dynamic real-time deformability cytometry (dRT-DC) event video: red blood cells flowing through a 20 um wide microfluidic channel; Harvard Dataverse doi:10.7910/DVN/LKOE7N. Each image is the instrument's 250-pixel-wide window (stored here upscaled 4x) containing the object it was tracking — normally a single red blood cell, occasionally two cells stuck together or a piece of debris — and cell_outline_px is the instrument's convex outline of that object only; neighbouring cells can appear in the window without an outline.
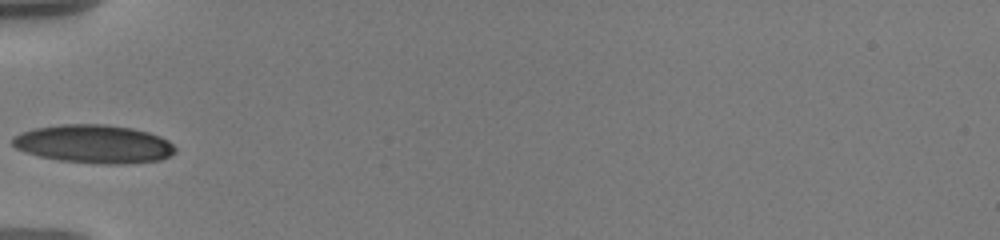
{"species": "human", "species_latin": "Homo sapiens", "temperature_condition": "warm", "stored_images_in_passage": 37, "camera_frame_rate_fps": 3000, "um_per_image_px": 0.085, "donor": {"sex": "male"}, "frame": {"image": 1, "passage_image": 1, "time_ms": 0.0, "image_size_px": [1000, 240], "cell_outline_px": [[176, 152], [160, 160], [120, 164], [104, 164], [60, 160], [40, 156], [24, 152], [16, 148], [12, 144], [12, 136], [20, 132], [32, 128], [60, 124], [104, 124], [132, 128], [148, 132], [160, 136], [168, 140], [176, 148]], "centroid_in_image_um": [7.95, 12.23], "position_along_channel_um": 77.0, "area_um2": 36.47}, "authors_computed_cell_mechanics": {"area_um2": 33.235, "velocity_mm_per_s": 3.5721, "shape_relaxation_time_tau1_ms": 2.8685, "shape_relaxation_time_tau2_ms": 2.6829, "deformation_change_tau1": 0.104, "deformation_change_tau2": 0.0749}}